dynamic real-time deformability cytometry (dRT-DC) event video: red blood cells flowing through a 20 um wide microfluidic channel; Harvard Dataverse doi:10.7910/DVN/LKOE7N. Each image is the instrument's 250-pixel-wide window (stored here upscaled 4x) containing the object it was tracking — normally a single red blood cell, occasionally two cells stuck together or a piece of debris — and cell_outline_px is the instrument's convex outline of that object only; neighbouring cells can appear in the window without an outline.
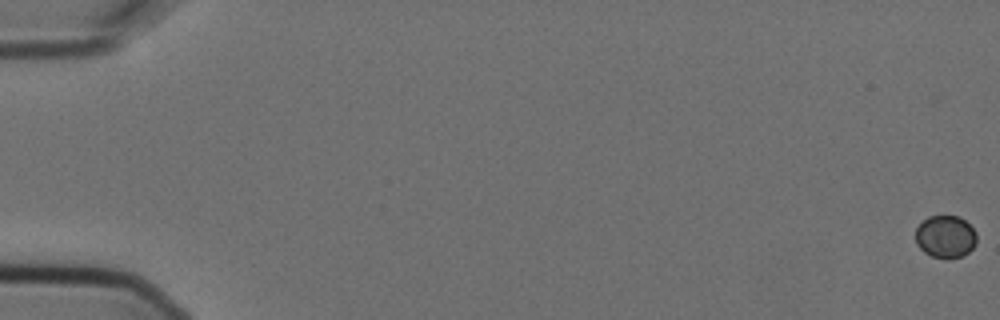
{"species": "Egyptian fruit bat (a non-hibernating species)", "species_latin": "Rousettus aegyptiacus", "temperature_condition": "cold", "stored_images_in_passage": 7, "segment_of_instrument_passage": [1, 2], "camera_frame_rate_fps": 3000, "um_per_image_px": 0.085, "animal": {"sex": "female"}, "frame": {"image": 1, "passage_image": 1, "time_ms": 0.0, "image_size_px": [1000, 320], "cell_outline_px": [[976, 244], [964, 256], [948, 260], [932, 256], [924, 252], [916, 244], [916, 228], [928, 216], [960, 216], [976, 232]], "centroid_in_image_um": [80.37, 20.14], "position_along_channel_um": 4.6, "area_um2": 15.26}}
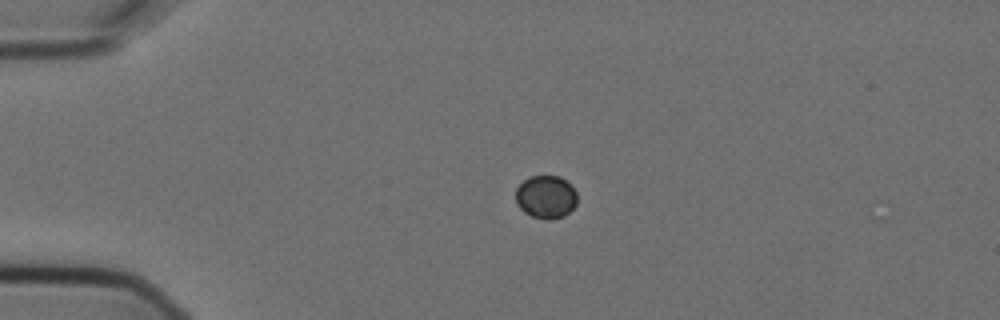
{"frame": {"image": 2, "passage_image": 5, "time_ms": 1.333, "image_size_px": [1000, 320], "cell_outline_px": [[576, 204], [564, 216], [552, 220], [548, 220], [532, 216], [524, 212], [516, 204], [516, 188], [528, 176], [560, 176], [576, 192]], "centroid_in_image_um": [46.37, 16.75], "position_along_channel_um": 38.6, "area_um2": 15.32}}